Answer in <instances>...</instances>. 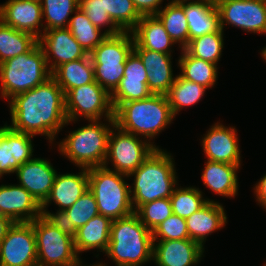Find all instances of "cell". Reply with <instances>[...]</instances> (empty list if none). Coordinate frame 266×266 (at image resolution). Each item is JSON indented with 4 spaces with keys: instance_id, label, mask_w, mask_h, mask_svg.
<instances>
[{
    "instance_id": "ffe728a7",
    "label": "cell",
    "mask_w": 266,
    "mask_h": 266,
    "mask_svg": "<svg viewBox=\"0 0 266 266\" xmlns=\"http://www.w3.org/2000/svg\"><path fill=\"white\" fill-rule=\"evenodd\" d=\"M19 185L24 187L34 199L42 205L50 195L57 171L51 162L42 158H33L15 171Z\"/></svg>"
},
{
    "instance_id": "f6af8a7d",
    "label": "cell",
    "mask_w": 266,
    "mask_h": 266,
    "mask_svg": "<svg viewBox=\"0 0 266 266\" xmlns=\"http://www.w3.org/2000/svg\"><path fill=\"white\" fill-rule=\"evenodd\" d=\"M13 223L14 222L8 217H0V243L5 238L7 231Z\"/></svg>"
},
{
    "instance_id": "8992f818",
    "label": "cell",
    "mask_w": 266,
    "mask_h": 266,
    "mask_svg": "<svg viewBox=\"0 0 266 266\" xmlns=\"http://www.w3.org/2000/svg\"><path fill=\"white\" fill-rule=\"evenodd\" d=\"M89 190L94 194L99 214L112 221L134 213L127 175L107 166L88 169Z\"/></svg>"
},
{
    "instance_id": "681fc988",
    "label": "cell",
    "mask_w": 266,
    "mask_h": 266,
    "mask_svg": "<svg viewBox=\"0 0 266 266\" xmlns=\"http://www.w3.org/2000/svg\"><path fill=\"white\" fill-rule=\"evenodd\" d=\"M0 217H6V216L3 214L2 210H1V207H0Z\"/></svg>"
},
{
    "instance_id": "4316f807",
    "label": "cell",
    "mask_w": 266,
    "mask_h": 266,
    "mask_svg": "<svg viewBox=\"0 0 266 266\" xmlns=\"http://www.w3.org/2000/svg\"><path fill=\"white\" fill-rule=\"evenodd\" d=\"M111 224L110 218L98 214L79 227L73 236L77 255L91 249L105 252L110 241Z\"/></svg>"
},
{
    "instance_id": "8fae6325",
    "label": "cell",
    "mask_w": 266,
    "mask_h": 266,
    "mask_svg": "<svg viewBox=\"0 0 266 266\" xmlns=\"http://www.w3.org/2000/svg\"><path fill=\"white\" fill-rule=\"evenodd\" d=\"M110 127L112 130L108 139V152L103 165L107 166V164L111 162L114 169L110 170L128 176L134 172L156 148H159L152 142L140 140V137L137 135L119 129L115 124H111ZM116 130L117 132H114Z\"/></svg>"
},
{
    "instance_id": "ab89813d",
    "label": "cell",
    "mask_w": 266,
    "mask_h": 266,
    "mask_svg": "<svg viewBox=\"0 0 266 266\" xmlns=\"http://www.w3.org/2000/svg\"><path fill=\"white\" fill-rule=\"evenodd\" d=\"M134 213L145 227L153 231L173 214V210L170 198H161L140 205Z\"/></svg>"
},
{
    "instance_id": "f35d334b",
    "label": "cell",
    "mask_w": 266,
    "mask_h": 266,
    "mask_svg": "<svg viewBox=\"0 0 266 266\" xmlns=\"http://www.w3.org/2000/svg\"><path fill=\"white\" fill-rule=\"evenodd\" d=\"M104 5L105 12L122 31L131 32L142 18L132 0H104Z\"/></svg>"
},
{
    "instance_id": "b9f144b4",
    "label": "cell",
    "mask_w": 266,
    "mask_h": 266,
    "mask_svg": "<svg viewBox=\"0 0 266 266\" xmlns=\"http://www.w3.org/2000/svg\"><path fill=\"white\" fill-rule=\"evenodd\" d=\"M152 236L153 242L189 239L185 218L172 214L152 231Z\"/></svg>"
},
{
    "instance_id": "3957f363",
    "label": "cell",
    "mask_w": 266,
    "mask_h": 266,
    "mask_svg": "<svg viewBox=\"0 0 266 266\" xmlns=\"http://www.w3.org/2000/svg\"><path fill=\"white\" fill-rule=\"evenodd\" d=\"M152 231L133 213L113 220L105 254L117 266H141L153 259Z\"/></svg>"
},
{
    "instance_id": "7402d4cb",
    "label": "cell",
    "mask_w": 266,
    "mask_h": 266,
    "mask_svg": "<svg viewBox=\"0 0 266 266\" xmlns=\"http://www.w3.org/2000/svg\"><path fill=\"white\" fill-rule=\"evenodd\" d=\"M204 251L191 239L157 241L153 243L152 260L157 266H192L200 262Z\"/></svg>"
},
{
    "instance_id": "7dc6e473",
    "label": "cell",
    "mask_w": 266,
    "mask_h": 266,
    "mask_svg": "<svg viewBox=\"0 0 266 266\" xmlns=\"http://www.w3.org/2000/svg\"><path fill=\"white\" fill-rule=\"evenodd\" d=\"M75 266H82V261H80L77 265H75ZM84 266H86V265H84ZM90 266V265H89ZM92 266H105L103 263H97V264H94V265H92Z\"/></svg>"
},
{
    "instance_id": "bcb514c9",
    "label": "cell",
    "mask_w": 266,
    "mask_h": 266,
    "mask_svg": "<svg viewBox=\"0 0 266 266\" xmlns=\"http://www.w3.org/2000/svg\"><path fill=\"white\" fill-rule=\"evenodd\" d=\"M191 2V0H172V2H178V3H180V2ZM196 1H207V2H211V3H216V0H195V2ZM193 2H194V0H193Z\"/></svg>"
},
{
    "instance_id": "2e32d148",
    "label": "cell",
    "mask_w": 266,
    "mask_h": 266,
    "mask_svg": "<svg viewBox=\"0 0 266 266\" xmlns=\"http://www.w3.org/2000/svg\"><path fill=\"white\" fill-rule=\"evenodd\" d=\"M0 20L39 39L44 33L40 0H8L0 5ZM39 28H43V31Z\"/></svg>"
},
{
    "instance_id": "ba28073f",
    "label": "cell",
    "mask_w": 266,
    "mask_h": 266,
    "mask_svg": "<svg viewBox=\"0 0 266 266\" xmlns=\"http://www.w3.org/2000/svg\"><path fill=\"white\" fill-rule=\"evenodd\" d=\"M134 48L132 32L108 35L91 53L94 79L110 95L124 75L125 62Z\"/></svg>"
},
{
    "instance_id": "9c48e42d",
    "label": "cell",
    "mask_w": 266,
    "mask_h": 266,
    "mask_svg": "<svg viewBox=\"0 0 266 266\" xmlns=\"http://www.w3.org/2000/svg\"><path fill=\"white\" fill-rule=\"evenodd\" d=\"M31 223L36 236L37 265L75 266L81 261L73 236L64 231L56 218L41 215Z\"/></svg>"
},
{
    "instance_id": "c3c4849f",
    "label": "cell",
    "mask_w": 266,
    "mask_h": 266,
    "mask_svg": "<svg viewBox=\"0 0 266 266\" xmlns=\"http://www.w3.org/2000/svg\"><path fill=\"white\" fill-rule=\"evenodd\" d=\"M262 58L265 60L266 62V46L264 47V49L262 50L261 54Z\"/></svg>"
},
{
    "instance_id": "ac0fdd59",
    "label": "cell",
    "mask_w": 266,
    "mask_h": 266,
    "mask_svg": "<svg viewBox=\"0 0 266 266\" xmlns=\"http://www.w3.org/2000/svg\"><path fill=\"white\" fill-rule=\"evenodd\" d=\"M34 136L12 130L7 124L0 127V178L15 171L33 158Z\"/></svg>"
},
{
    "instance_id": "f1b7e54d",
    "label": "cell",
    "mask_w": 266,
    "mask_h": 266,
    "mask_svg": "<svg viewBox=\"0 0 266 266\" xmlns=\"http://www.w3.org/2000/svg\"><path fill=\"white\" fill-rule=\"evenodd\" d=\"M52 77L64 94L70 89L94 82V67L90 54L85 58L61 64L52 72Z\"/></svg>"
},
{
    "instance_id": "4dcf8cb0",
    "label": "cell",
    "mask_w": 266,
    "mask_h": 266,
    "mask_svg": "<svg viewBox=\"0 0 266 266\" xmlns=\"http://www.w3.org/2000/svg\"><path fill=\"white\" fill-rule=\"evenodd\" d=\"M178 66L183 79L198 83L209 89L214 87L218 78V67L216 64L191 56L185 49H181Z\"/></svg>"
},
{
    "instance_id": "6da1fadb",
    "label": "cell",
    "mask_w": 266,
    "mask_h": 266,
    "mask_svg": "<svg viewBox=\"0 0 266 266\" xmlns=\"http://www.w3.org/2000/svg\"><path fill=\"white\" fill-rule=\"evenodd\" d=\"M11 125L17 132L47 136L50 143L65 126V94L51 76L44 83L9 100Z\"/></svg>"
},
{
    "instance_id": "d6986e66",
    "label": "cell",
    "mask_w": 266,
    "mask_h": 266,
    "mask_svg": "<svg viewBox=\"0 0 266 266\" xmlns=\"http://www.w3.org/2000/svg\"><path fill=\"white\" fill-rule=\"evenodd\" d=\"M151 94L147 87L145 67L140 57L132 51L126 59L123 78L111 94L113 109L125 102L148 98Z\"/></svg>"
},
{
    "instance_id": "7a4b0ae2",
    "label": "cell",
    "mask_w": 266,
    "mask_h": 266,
    "mask_svg": "<svg viewBox=\"0 0 266 266\" xmlns=\"http://www.w3.org/2000/svg\"><path fill=\"white\" fill-rule=\"evenodd\" d=\"M164 149L156 148L128 177L134 176L130 194L134 210L140 205L161 198H170L178 185L174 158ZM133 192V193H132Z\"/></svg>"
},
{
    "instance_id": "60d3db41",
    "label": "cell",
    "mask_w": 266,
    "mask_h": 266,
    "mask_svg": "<svg viewBox=\"0 0 266 266\" xmlns=\"http://www.w3.org/2000/svg\"><path fill=\"white\" fill-rule=\"evenodd\" d=\"M79 9L87 15L88 19L97 28L102 29L107 26L108 29L104 30L107 35H116L122 32L105 12L104 0H79Z\"/></svg>"
},
{
    "instance_id": "f546056e",
    "label": "cell",
    "mask_w": 266,
    "mask_h": 266,
    "mask_svg": "<svg viewBox=\"0 0 266 266\" xmlns=\"http://www.w3.org/2000/svg\"><path fill=\"white\" fill-rule=\"evenodd\" d=\"M98 214L99 212L94 194L88 190L75 204L58 214L55 218L66 233L74 236L79 227L85 225Z\"/></svg>"
},
{
    "instance_id": "d6a6232c",
    "label": "cell",
    "mask_w": 266,
    "mask_h": 266,
    "mask_svg": "<svg viewBox=\"0 0 266 266\" xmlns=\"http://www.w3.org/2000/svg\"><path fill=\"white\" fill-rule=\"evenodd\" d=\"M37 42L32 34L18 31L0 20V63L28 52Z\"/></svg>"
},
{
    "instance_id": "e0dca14e",
    "label": "cell",
    "mask_w": 266,
    "mask_h": 266,
    "mask_svg": "<svg viewBox=\"0 0 266 266\" xmlns=\"http://www.w3.org/2000/svg\"><path fill=\"white\" fill-rule=\"evenodd\" d=\"M202 146L208 161L241 165V151L235 127L215 123L202 137Z\"/></svg>"
},
{
    "instance_id": "5bb4252c",
    "label": "cell",
    "mask_w": 266,
    "mask_h": 266,
    "mask_svg": "<svg viewBox=\"0 0 266 266\" xmlns=\"http://www.w3.org/2000/svg\"><path fill=\"white\" fill-rule=\"evenodd\" d=\"M38 42L43 48L51 73L63 63L85 58L88 55L67 27L44 31ZM51 54L53 60L50 57Z\"/></svg>"
},
{
    "instance_id": "30bf717a",
    "label": "cell",
    "mask_w": 266,
    "mask_h": 266,
    "mask_svg": "<svg viewBox=\"0 0 266 266\" xmlns=\"http://www.w3.org/2000/svg\"><path fill=\"white\" fill-rule=\"evenodd\" d=\"M65 110L68 125L84 117L86 120H101L103 116L109 124L114 122L111 95L96 81L70 89L65 94Z\"/></svg>"
},
{
    "instance_id": "8d00e7d4",
    "label": "cell",
    "mask_w": 266,
    "mask_h": 266,
    "mask_svg": "<svg viewBox=\"0 0 266 266\" xmlns=\"http://www.w3.org/2000/svg\"><path fill=\"white\" fill-rule=\"evenodd\" d=\"M40 2L42 19H46L44 31L66 28L71 15L79 8V0H40Z\"/></svg>"
},
{
    "instance_id": "4fadbf2b",
    "label": "cell",
    "mask_w": 266,
    "mask_h": 266,
    "mask_svg": "<svg viewBox=\"0 0 266 266\" xmlns=\"http://www.w3.org/2000/svg\"><path fill=\"white\" fill-rule=\"evenodd\" d=\"M36 236L31 222H15L0 243V266H36Z\"/></svg>"
},
{
    "instance_id": "ee69618b",
    "label": "cell",
    "mask_w": 266,
    "mask_h": 266,
    "mask_svg": "<svg viewBox=\"0 0 266 266\" xmlns=\"http://www.w3.org/2000/svg\"><path fill=\"white\" fill-rule=\"evenodd\" d=\"M254 190L256 200L266 210V174L255 184Z\"/></svg>"
},
{
    "instance_id": "7c38bea8",
    "label": "cell",
    "mask_w": 266,
    "mask_h": 266,
    "mask_svg": "<svg viewBox=\"0 0 266 266\" xmlns=\"http://www.w3.org/2000/svg\"><path fill=\"white\" fill-rule=\"evenodd\" d=\"M220 27L232 25L243 31L266 34V0H216Z\"/></svg>"
},
{
    "instance_id": "cb8c5ba5",
    "label": "cell",
    "mask_w": 266,
    "mask_h": 266,
    "mask_svg": "<svg viewBox=\"0 0 266 266\" xmlns=\"http://www.w3.org/2000/svg\"><path fill=\"white\" fill-rule=\"evenodd\" d=\"M185 220L189 239L200 243L204 247L208 235L226 225L227 216L222 204L218 201H209Z\"/></svg>"
},
{
    "instance_id": "e575fe53",
    "label": "cell",
    "mask_w": 266,
    "mask_h": 266,
    "mask_svg": "<svg viewBox=\"0 0 266 266\" xmlns=\"http://www.w3.org/2000/svg\"><path fill=\"white\" fill-rule=\"evenodd\" d=\"M206 90L204 86L177 75L166 94L173 116L175 117L183 107L198 103Z\"/></svg>"
},
{
    "instance_id": "44dd1931",
    "label": "cell",
    "mask_w": 266,
    "mask_h": 266,
    "mask_svg": "<svg viewBox=\"0 0 266 266\" xmlns=\"http://www.w3.org/2000/svg\"><path fill=\"white\" fill-rule=\"evenodd\" d=\"M133 51L145 67L149 91L152 94L166 95L176 79L172 70V55L143 49L135 41Z\"/></svg>"
},
{
    "instance_id": "277c9868",
    "label": "cell",
    "mask_w": 266,
    "mask_h": 266,
    "mask_svg": "<svg viewBox=\"0 0 266 266\" xmlns=\"http://www.w3.org/2000/svg\"><path fill=\"white\" fill-rule=\"evenodd\" d=\"M174 118L166 95L161 94H151L145 99L122 103L114 110L116 127L143 136L149 142L171 124Z\"/></svg>"
},
{
    "instance_id": "484cf974",
    "label": "cell",
    "mask_w": 266,
    "mask_h": 266,
    "mask_svg": "<svg viewBox=\"0 0 266 266\" xmlns=\"http://www.w3.org/2000/svg\"><path fill=\"white\" fill-rule=\"evenodd\" d=\"M131 32L134 41L143 49L171 55V46L176 44L156 15L142 16Z\"/></svg>"
},
{
    "instance_id": "52a82bcc",
    "label": "cell",
    "mask_w": 266,
    "mask_h": 266,
    "mask_svg": "<svg viewBox=\"0 0 266 266\" xmlns=\"http://www.w3.org/2000/svg\"><path fill=\"white\" fill-rule=\"evenodd\" d=\"M88 125L74 130L63 139L58 148L79 168L90 169L103 166L108 152L110 125L101 120H89Z\"/></svg>"
},
{
    "instance_id": "7bdbcfd3",
    "label": "cell",
    "mask_w": 266,
    "mask_h": 266,
    "mask_svg": "<svg viewBox=\"0 0 266 266\" xmlns=\"http://www.w3.org/2000/svg\"><path fill=\"white\" fill-rule=\"evenodd\" d=\"M141 16L156 15L163 7V0H132ZM160 6V7H159Z\"/></svg>"
},
{
    "instance_id": "74e56055",
    "label": "cell",
    "mask_w": 266,
    "mask_h": 266,
    "mask_svg": "<svg viewBox=\"0 0 266 266\" xmlns=\"http://www.w3.org/2000/svg\"><path fill=\"white\" fill-rule=\"evenodd\" d=\"M211 199H204L201 190L196 187H175L170 197L173 214L182 218H188L194 212L200 210Z\"/></svg>"
},
{
    "instance_id": "836d02e7",
    "label": "cell",
    "mask_w": 266,
    "mask_h": 266,
    "mask_svg": "<svg viewBox=\"0 0 266 266\" xmlns=\"http://www.w3.org/2000/svg\"><path fill=\"white\" fill-rule=\"evenodd\" d=\"M67 28L87 54H90L108 36L93 25L79 8L70 18Z\"/></svg>"
},
{
    "instance_id": "d4e9b609",
    "label": "cell",
    "mask_w": 266,
    "mask_h": 266,
    "mask_svg": "<svg viewBox=\"0 0 266 266\" xmlns=\"http://www.w3.org/2000/svg\"><path fill=\"white\" fill-rule=\"evenodd\" d=\"M189 27V41L199 36L219 31L220 15L216 3L207 1L180 2Z\"/></svg>"
},
{
    "instance_id": "5b68a950",
    "label": "cell",
    "mask_w": 266,
    "mask_h": 266,
    "mask_svg": "<svg viewBox=\"0 0 266 266\" xmlns=\"http://www.w3.org/2000/svg\"><path fill=\"white\" fill-rule=\"evenodd\" d=\"M51 76L43 48L37 42L28 52L0 63L1 97L10 100Z\"/></svg>"
},
{
    "instance_id": "9a60e30c",
    "label": "cell",
    "mask_w": 266,
    "mask_h": 266,
    "mask_svg": "<svg viewBox=\"0 0 266 266\" xmlns=\"http://www.w3.org/2000/svg\"><path fill=\"white\" fill-rule=\"evenodd\" d=\"M89 190L88 169L81 168L78 174H56L50 195L41 205L42 215L55 218L58 214L70 208ZM52 201L60 207L56 213L47 211Z\"/></svg>"
},
{
    "instance_id": "83f0119b",
    "label": "cell",
    "mask_w": 266,
    "mask_h": 266,
    "mask_svg": "<svg viewBox=\"0 0 266 266\" xmlns=\"http://www.w3.org/2000/svg\"><path fill=\"white\" fill-rule=\"evenodd\" d=\"M239 167L241 166L207 160L202 173L203 183L216 194L232 198L238 194Z\"/></svg>"
},
{
    "instance_id": "1f68e13d",
    "label": "cell",
    "mask_w": 266,
    "mask_h": 266,
    "mask_svg": "<svg viewBox=\"0 0 266 266\" xmlns=\"http://www.w3.org/2000/svg\"><path fill=\"white\" fill-rule=\"evenodd\" d=\"M156 16L164 25L168 35L179 47L184 49L189 43V27L183 6L178 2H169Z\"/></svg>"
},
{
    "instance_id": "d590c367",
    "label": "cell",
    "mask_w": 266,
    "mask_h": 266,
    "mask_svg": "<svg viewBox=\"0 0 266 266\" xmlns=\"http://www.w3.org/2000/svg\"><path fill=\"white\" fill-rule=\"evenodd\" d=\"M223 32L220 29L219 31L191 39L184 49L193 57L217 65L224 47Z\"/></svg>"
},
{
    "instance_id": "603a6c76",
    "label": "cell",
    "mask_w": 266,
    "mask_h": 266,
    "mask_svg": "<svg viewBox=\"0 0 266 266\" xmlns=\"http://www.w3.org/2000/svg\"><path fill=\"white\" fill-rule=\"evenodd\" d=\"M0 207L15 222H32L42 215L41 205L21 185H0Z\"/></svg>"
}]
</instances>
